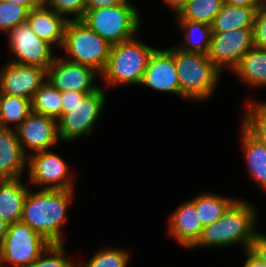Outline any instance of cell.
Returning <instances> with one entry per match:
<instances>
[{
    "instance_id": "6da1fadb",
    "label": "cell",
    "mask_w": 266,
    "mask_h": 267,
    "mask_svg": "<svg viewBox=\"0 0 266 267\" xmlns=\"http://www.w3.org/2000/svg\"><path fill=\"white\" fill-rule=\"evenodd\" d=\"M73 190L28 191L21 221L43 236L51 244H62L63 225L73 200Z\"/></svg>"
},
{
    "instance_id": "7a4b0ae2",
    "label": "cell",
    "mask_w": 266,
    "mask_h": 267,
    "mask_svg": "<svg viewBox=\"0 0 266 267\" xmlns=\"http://www.w3.org/2000/svg\"><path fill=\"white\" fill-rule=\"evenodd\" d=\"M257 212L250 202L236 200L214 223L204 226L197 242L191 247H224L242 243L250 248L257 233L254 229Z\"/></svg>"
},
{
    "instance_id": "3957f363",
    "label": "cell",
    "mask_w": 266,
    "mask_h": 267,
    "mask_svg": "<svg viewBox=\"0 0 266 267\" xmlns=\"http://www.w3.org/2000/svg\"><path fill=\"white\" fill-rule=\"evenodd\" d=\"M168 50L174 56L181 98L203 101L211 97L221 72L208 55L184 52L175 46Z\"/></svg>"
},
{
    "instance_id": "277c9868",
    "label": "cell",
    "mask_w": 266,
    "mask_h": 267,
    "mask_svg": "<svg viewBox=\"0 0 266 267\" xmlns=\"http://www.w3.org/2000/svg\"><path fill=\"white\" fill-rule=\"evenodd\" d=\"M154 50L135 37L111 46L107 65L100 77L104 78L108 87L117 84L140 85Z\"/></svg>"
},
{
    "instance_id": "5b68a950",
    "label": "cell",
    "mask_w": 266,
    "mask_h": 267,
    "mask_svg": "<svg viewBox=\"0 0 266 267\" xmlns=\"http://www.w3.org/2000/svg\"><path fill=\"white\" fill-rule=\"evenodd\" d=\"M81 21L112 46L134 38L141 25L140 14L129 0L114 7L86 9Z\"/></svg>"
},
{
    "instance_id": "8992f818",
    "label": "cell",
    "mask_w": 266,
    "mask_h": 267,
    "mask_svg": "<svg viewBox=\"0 0 266 267\" xmlns=\"http://www.w3.org/2000/svg\"><path fill=\"white\" fill-rule=\"evenodd\" d=\"M111 46L81 20L70 18L68 21L62 46L69 55L65 59L89 66L101 74L107 65Z\"/></svg>"
},
{
    "instance_id": "52a82bcc",
    "label": "cell",
    "mask_w": 266,
    "mask_h": 267,
    "mask_svg": "<svg viewBox=\"0 0 266 267\" xmlns=\"http://www.w3.org/2000/svg\"><path fill=\"white\" fill-rule=\"evenodd\" d=\"M43 236L22 221L8 224L7 233L0 246V265L29 267L50 246Z\"/></svg>"
},
{
    "instance_id": "ba28073f",
    "label": "cell",
    "mask_w": 266,
    "mask_h": 267,
    "mask_svg": "<svg viewBox=\"0 0 266 267\" xmlns=\"http://www.w3.org/2000/svg\"><path fill=\"white\" fill-rule=\"evenodd\" d=\"M105 100V92L99 87L75 106L66 107V113L57 120L59 139L69 142L89 135L105 107Z\"/></svg>"
},
{
    "instance_id": "9c48e42d",
    "label": "cell",
    "mask_w": 266,
    "mask_h": 267,
    "mask_svg": "<svg viewBox=\"0 0 266 267\" xmlns=\"http://www.w3.org/2000/svg\"><path fill=\"white\" fill-rule=\"evenodd\" d=\"M7 35L10 50L16 58L10 63L37 66L47 70L56 58L52 55V45L40 39L27 22L11 29Z\"/></svg>"
},
{
    "instance_id": "30bf717a",
    "label": "cell",
    "mask_w": 266,
    "mask_h": 267,
    "mask_svg": "<svg viewBox=\"0 0 266 267\" xmlns=\"http://www.w3.org/2000/svg\"><path fill=\"white\" fill-rule=\"evenodd\" d=\"M27 164L30 182L42 185V190H74L69 166L57 154L37 152L27 157Z\"/></svg>"
},
{
    "instance_id": "8fae6325",
    "label": "cell",
    "mask_w": 266,
    "mask_h": 267,
    "mask_svg": "<svg viewBox=\"0 0 266 267\" xmlns=\"http://www.w3.org/2000/svg\"><path fill=\"white\" fill-rule=\"evenodd\" d=\"M253 47V28L212 32L208 58L220 72L225 66L233 71L243 55Z\"/></svg>"
},
{
    "instance_id": "7c38bea8",
    "label": "cell",
    "mask_w": 266,
    "mask_h": 267,
    "mask_svg": "<svg viewBox=\"0 0 266 267\" xmlns=\"http://www.w3.org/2000/svg\"><path fill=\"white\" fill-rule=\"evenodd\" d=\"M97 75L100 76L93 68L71 62L63 56H56L47 69V81L61 92H94L100 87L94 85Z\"/></svg>"
},
{
    "instance_id": "4fadbf2b",
    "label": "cell",
    "mask_w": 266,
    "mask_h": 267,
    "mask_svg": "<svg viewBox=\"0 0 266 267\" xmlns=\"http://www.w3.org/2000/svg\"><path fill=\"white\" fill-rule=\"evenodd\" d=\"M15 130L26 157V148L33 150L34 154L49 150L59 141L57 120L34 112H31Z\"/></svg>"
},
{
    "instance_id": "5bb4252c",
    "label": "cell",
    "mask_w": 266,
    "mask_h": 267,
    "mask_svg": "<svg viewBox=\"0 0 266 267\" xmlns=\"http://www.w3.org/2000/svg\"><path fill=\"white\" fill-rule=\"evenodd\" d=\"M46 81V69L9 62L0 73V93L32 100Z\"/></svg>"
},
{
    "instance_id": "9a60e30c",
    "label": "cell",
    "mask_w": 266,
    "mask_h": 267,
    "mask_svg": "<svg viewBox=\"0 0 266 267\" xmlns=\"http://www.w3.org/2000/svg\"><path fill=\"white\" fill-rule=\"evenodd\" d=\"M140 85H145L156 91L171 92L181 97L174 56L168 49L154 50Z\"/></svg>"
},
{
    "instance_id": "2e32d148",
    "label": "cell",
    "mask_w": 266,
    "mask_h": 267,
    "mask_svg": "<svg viewBox=\"0 0 266 267\" xmlns=\"http://www.w3.org/2000/svg\"><path fill=\"white\" fill-rule=\"evenodd\" d=\"M199 217L191 200L180 204L169 217V234L183 247L191 248L204 227Z\"/></svg>"
},
{
    "instance_id": "e0dca14e",
    "label": "cell",
    "mask_w": 266,
    "mask_h": 267,
    "mask_svg": "<svg viewBox=\"0 0 266 267\" xmlns=\"http://www.w3.org/2000/svg\"><path fill=\"white\" fill-rule=\"evenodd\" d=\"M69 20L43 5L30 10L26 22L40 39L62 48Z\"/></svg>"
},
{
    "instance_id": "ac0fdd59",
    "label": "cell",
    "mask_w": 266,
    "mask_h": 267,
    "mask_svg": "<svg viewBox=\"0 0 266 267\" xmlns=\"http://www.w3.org/2000/svg\"><path fill=\"white\" fill-rule=\"evenodd\" d=\"M26 163L16 130L5 128L0 132V179L21 178Z\"/></svg>"
},
{
    "instance_id": "d6986e66",
    "label": "cell",
    "mask_w": 266,
    "mask_h": 267,
    "mask_svg": "<svg viewBox=\"0 0 266 267\" xmlns=\"http://www.w3.org/2000/svg\"><path fill=\"white\" fill-rule=\"evenodd\" d=\"M28 189L21 178L0 181V216L6 223L21 221Z\"/></svg>"
},
{
    "instance_id": "ffe728a7",
    "label": "cell",
    "mask_w": 266,
    "mask_h": 267,
    "mask_svg": "<svg viewBox=\"0 0 266 267\" xmlns=\"http://www.w3.org/2000/svg\"><path fill=\"white\" fill-rule=\"evenodd\" d=\"M233 72L247 85L266 87V49L251 48L243 55Z\"/></svg>"
},
{
    "instance_id": "44dd1931",
    "label": "cell",
    "mask_w": 266,
    "mask_h": 267,
    "mask_svg": "<svg viewBox=\"0 0 266 267\" xmlns=\"http://www.w3.org/2000/svg\"><path fill=\"white\" fill-rule=\"evenodd\" d=\"M260 8L222 5L211 28L212 32H227L240 28H253L256 11Z\"/></svg>"
},
{
    "instance_id": "7402d4cb",
    "label": "cell",
    "mask_w": 266,
    "mask_h": 267,
    "mask_svg": "<svg viewBox=\"0 0 266 267\" xmlns=\"http://www.w3.org/2000/svg\"><path fill=\"white\" fill-rule=\"evenodd\" d=\"M242 144L250 176L266 191V147L242 126Z\"/></svg>"
},
{
    "instance_id": "603a6c76",
    "label": "cell",
    "mask_w": 266,
    "mask_h": 267,
    "mask_svg": "<svg viewBox=\"0 0 266 267\" xmlns=\"http://www.w3.org/2000/svg\"><path fill=\"white\" fill-rule=\"evenodd\" d=\"M178 22L186 33H184L185 41H182V44L180 43L175 47L184 52L208 55L212 38L211 26L202 22L188 20H178ZM197 33L200 35L199 37Z\"/></svg>"
},
{
    "instance_id": "cb8c5ba5",
    "label": "cell",
    "mask_w": 266,
    "mask_h": 267,
    "mask_svg": "<svg viewBox=\"0 0 266 267\" xmlns=\"http://www.w3.org/2000/svg\"><path fill=\"white\" fill-rule=\"evenodd\" d=\"M236 200L235 198H228L213 193L200 194L195 199H191L196 206L203 226L217 221Z\"/></svg>"
},
{
    "instance_id": "d4e9b609",
    "label": "cell",
    "mask_w": 266,
    "mask_h": 267,
    "mask_svg": "<svg viewBox=\"0 0 266 267\" xmlns=\"http://www.w3.org/2000/svg\"><path fill=\"white\" fill-rule=\"evenodd\" d=\"M31 110L58 120L62 116L61 91L46 81L35 92L31 100Z\"/></svg>"
},
{
    "instance_id": "484cf974",
    "label": "cell",
    "mask_w": 266,
    "mask_h": 267,
    "mask_svg": "<svg viewBox=\"0 0 266 267\" xmlns=\"http://www.w3.org/2000/svg\"><path fill=\"white\" fill-rule=\"evenodd\" d=\"M31 112V100L0 93V113L5 128L9 129V123H14L15 130Z\"/></svg>"
},
{
    "instance_id": "4316f807",
    "label": "cell",
    "mask_w": 266,
    "mask_h": 267,
    "mask_svg": "<svg viewBox=\"0 0 266 267\" xmlns=\"http://www.w3.org/2000/svg\"><path fill=\"white\" fill-rule=\"evenodd\" d=\"M222 5L223 0H189L177 17L211 26Z\"/></svg>"
},
{
    "instance_id": "83f0119b",
    "label": "cell",
    "mask_w": 266,
    "mask_h": 267,
    "mask_svg": "<svg viewBox=\"0 0 266 267\" xmlns=\"http://www.w3.org/2000/svg\"><path fill=\"white\" fill-rule=\"evenodd\" d=\"M248 102L242 126L266 147V102Z\"/></svg>"
},
{
    "instance_id": "f1b7e54d",
    "label": "cell",
    "mask_w": 266,
    "mask_h": 267,
    "mask_svg": "<svg viewBox=\"0 0 266 267\" xmlns=\"http://www.w3.org/2000/svg\"><path fill=\"white\" fill-rule=\"evenodd\" d=\"M129 252L118 248H104L94 254L86 263L80 262L79 267H126Z\"/></svg>"
},
{
    "instance_id": "f546056e",
    "label": "cell",
    "mask_w": 266,
    "mask_h": 267,
    "mask_svg": "<svg viewBox=\"0 0 266 267\" xmlns=\"http://www.w3.org/2000/svg\"><path fill=\"white\" fill-rule=\"evenodd\" d=\"M29 11L21 4L0 1V30L8 33L16 26L26 23Z\"/></svg>"
},
{
    "instance_id": "4dcf8cb0",
    "label": "cell",
    "mask_w": 266,
    "mask_h": 267,
    "mask_svg": "<svg viewBox=\"0 0 266 267\" xmlns=\"http://www.w3.org/2000/svg\"><path fill=\"white\" fill-rule=\"evenodd\" d=\"M63 244H50V246L29 267H76L66 258Z\"/></svg>"
},
{
    "instance_id": "1f68e13d",
    "label": "cell",
    "mask_w": 266,
    "mask_h": 267,
    "mask_svg": "<svg viewBox=\"0 0 266 267\" xmlns=\"http://www.w3.org/2000/svg\"><path fill=\"white\" fill-rule=\"evenodd\" d=\"M44 5L64 17L73 15L72 20H81L86 12V0H44Z\"/></svg>"
},
{
    "instance_id": "d6a6232c",
    "label": "cell",
    "mask_w": 266,
    "mask_h": 267,
    "mask_svg": "<svg viewBox=\"0 0 266 267\" xmlns=\"http://www.w3.org/2000/svg\"><path fill=\"white\" fill-rule=\"evenodd\" d=\"M254 47L266 49V8L256 11L253 24Z\"/></svg>"
},
{
    "instance_id": "836d02e7",
    "label": "cell",
    "mask_w": 266,
    "mask_h": 267,
    "mask_svg": "<svg viewBox=\"0 0 266 267\" xmlns=\"http://www.w3.org/2000/svg\"><path fill=\"white\" fill-rule=\"evenodd\" d=\"M249 250L257 258L266 263V235L257 232L251 242Z\"/></svg>"
},
{
    "instance_id": "e575fe53",
    "label": "cell",
    "mask_w": 266,
    "mask_h": 267,
    "mask_svg": "<svg viewBox=\"0 0 266 267\" xmlns=\"http://www.w3.org/2000/svg\"><path fill=\"white\" fill-rule=\"evenodd\" d=\"M92 92H77V91H64L61 92L62 99V115L66 113V107H73L78 102H81L84 97Z\"/></svg>"
},
{
    "instance_id": "d590c367",
    "label": "cell",
    "mask_w": 266,
    "mask_h": 267,
    "mask_svg": "<svg viewBox=\"0 0 266 267\" xmlns=\"http://www.w3.org/2000/svg\"><path fill=\"white\" fill-rule=\"evenodd\" d=\"M126 0H86V9H98L121 5Z\"/></svg>"
},
{
    "instance_id": "8d00e7d4",
    "label": "cell",
    "mask_w": 266,
    "mask_h": 267,
    "mask_svg": "<svg viewBox=\"0 0 266 267\" xmlns=\"http://www.w3.org/2000/svg\"><path fill=\"white\" fill-rule=\"evenodd\" d=\"M224 4L243 6L251 8H261V0H223Z\"/></svg>"
},
{
    "instance_id": "74e56055",
    "label": "cell",
    "mask_w": 266,
    "mask_h": 267,
    "mask_svg": "<svg viewBox=\"0 0 266 267\" xmlns=\"http://www.w3.org/2000/svg\"><path fill=\"white\" fill-rule=\"evenodd\" d=\"M10 3H18L26 6L29 10L39 8L44 5V0H0Z\"/></svg>"
},
{
    "instance_id": "f35d334b",
    "label": "cell",
    "mask_w": 266,
    "mask_h": 267,
    "mask_svg": "<svg viewBox=\"0 0 266 267\" xmlns=\"http://www.w3.org/2000/svg\"><path fill=\"white\" fill-rule=\"evenodd\" d=\"M245 251L247 253V258L245 260L244 267H266V263L260 261L249 249Z\"/></svg>"
},
{
    "instance_id": "ab89813d",
    "label": "cell",
    "mask_w": 266,
    "mask_h": 267,
    "mask_svg": "<svg viewBox=\"0 0 266 267\" xmlns=\"http://www.w3.org/2000/svg\"><path fill=\"white\" fill-rule=\"evenodd\" d=\"M166 4L178 15L181 10L185 7L189 0H164Z\"/></svg>"
},
{
    "instance_id": "60d3db41",
    "label": "cell",
    "mask_w": 266,
    "mask_h": 267,
    "mask_svg": "<svg viewBox=\"0 0 266 267\" xmlns=\"http://www.w3.org/2000/svg\"><path fill=\"white\" fill-rule=\"evenodd\" d=\"M8 223H6L0 216V246L3 244V240L7 233Z\"/></svg>"
},
{
    "instance_id": "b9f144b4",
    "label": "cell",
    "mask_w": 266,
    "mask_h": 267,
    "mask_svg": "<svg viewBox=\"0 0 266 267\" xmlns=\"http://www.w3.org/2000/svg\"><path fill=\"white\" fill-rule=\"evenodd\" d=\"M5 129V126H4V123H3V120H2V115H1V113H0V132L2 131V130H4Z\"/></svg>"
},
{
    "instance_id": "7bdbcfd3",
    "label": "cell",
    "mask_w": 266,
    "mask_h": 267,
    "mask_svg": "<svg viewBox=\"0 0 266 267\" xmlns=\"http://www.w3.org/2000/svg\"><path fill=\"white\" fill-rule=\"evenodd\" d=\"M262 8H266V0H261Z\"/></svg>"
}]
</instances>
